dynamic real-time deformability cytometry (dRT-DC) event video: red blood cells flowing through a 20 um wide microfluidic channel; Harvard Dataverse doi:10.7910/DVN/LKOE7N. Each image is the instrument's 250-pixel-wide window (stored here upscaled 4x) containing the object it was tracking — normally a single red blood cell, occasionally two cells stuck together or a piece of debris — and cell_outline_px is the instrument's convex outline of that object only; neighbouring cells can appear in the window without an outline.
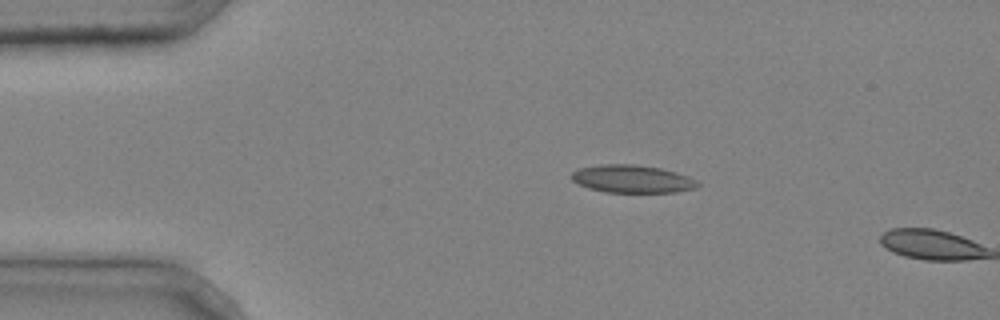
{"species": "common noctule bat (a hibernating species)", "species_latin": "Nyctalus noctula", "temperature_condition": "cold", "stored_images_in_passage": 2, "camera_frame_rate_fps": 3000, "um_per_image_px": 0.085, "animal": {"sex": "male", "body_mass_g": 20.4}, "frame": {"image": 1, "passage_image": 1, "time_ms": 0.0, "image_size_px": [1000, 320], "cell_outline_px": [[700, 184], [696, 188], [676, 192], [604, 192], [588, 188], [572, 180], [572, 172], [580, 168], [600, 164], [632, 164], [660, 168], [676, 172], [688, 176], [696, 180]], "centroid_in_image_um": [53.75, 15.21], "position_along_channel_um": 31.3, "area_um2": 20.35}}